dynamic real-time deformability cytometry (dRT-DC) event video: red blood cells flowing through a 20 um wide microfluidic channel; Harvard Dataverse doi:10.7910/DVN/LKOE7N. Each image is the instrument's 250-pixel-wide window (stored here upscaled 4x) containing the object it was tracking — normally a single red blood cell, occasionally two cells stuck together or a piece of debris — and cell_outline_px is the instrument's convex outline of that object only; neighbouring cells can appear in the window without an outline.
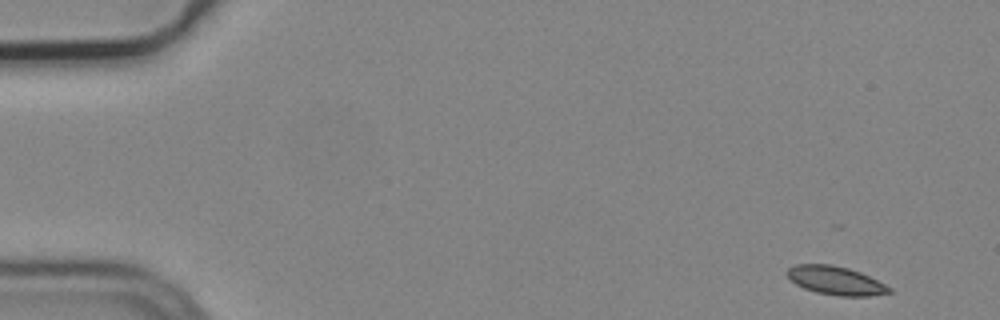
{"species": "common noctule bat (a hibernating species)", "species_latin": "Nyctalus noctula", "temperature_condition": "cold", "stored_images_in_passage": 5, "camera_frame_rate_fps": 3000, "um_per_image_px": 0.085, "animal": {"sex": "male", "body_mass_g": 19.2, "forearm_length_mm": 51.8}, "frame": {"image": 1, "passage_image": 1, "time_ms": 0.0, "image_size_px": [1000, 320], "cell_outline_px": [[892, 292], [868, 296], [840, 296], [816, 292], [804, 288], [788, 280], [784, 272], [788, 268], [796, 264], [832, 264], [848, 268], [860, 272], [892, 288]], "centroid_in_image_um": [70.97, 23.84], "position_along_channel_um": 14.0, "area_um2": 17.05}}